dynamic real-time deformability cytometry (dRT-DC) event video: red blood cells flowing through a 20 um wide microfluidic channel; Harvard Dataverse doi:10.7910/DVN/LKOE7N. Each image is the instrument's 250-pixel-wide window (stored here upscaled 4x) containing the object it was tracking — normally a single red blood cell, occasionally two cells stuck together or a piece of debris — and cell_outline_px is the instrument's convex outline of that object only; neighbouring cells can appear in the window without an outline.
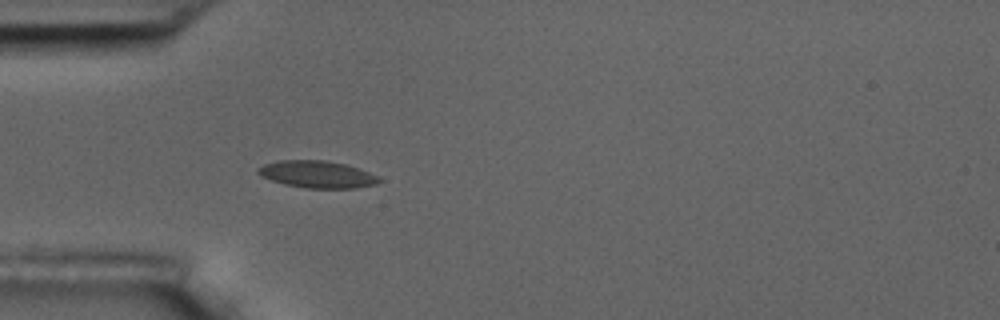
{"species": "common noctule bat (a hibernating species)", "species_latin": "Nyctalus noctula", "temperature_condition": "room temperature", "stored_images_in_passage": 4, "camera_frame_rate_fps": 3000, "um_per_image_px": 0.085, "animal": {"sex": "male", "body_mass_g": 17.5, "forearm_length_mm": 52.3}, "frame": {"image": 1, "passage_image": 4, "time_ms": 3.333, "image_size_px": [1000, 320], "cell_outline_px": [[380, 180], [376, 184], [356, 188], [308, 188], [284, 184], [260, 176], [256, 172], [256, 168], [264, 164], [280, 160], [324, 160], [348, 164], [368, 172], [376, 176]], "centroid_in_image_um": [26.92, 14.81], "position_along_channel_um": 58.1, "area_um2": 19.07}}